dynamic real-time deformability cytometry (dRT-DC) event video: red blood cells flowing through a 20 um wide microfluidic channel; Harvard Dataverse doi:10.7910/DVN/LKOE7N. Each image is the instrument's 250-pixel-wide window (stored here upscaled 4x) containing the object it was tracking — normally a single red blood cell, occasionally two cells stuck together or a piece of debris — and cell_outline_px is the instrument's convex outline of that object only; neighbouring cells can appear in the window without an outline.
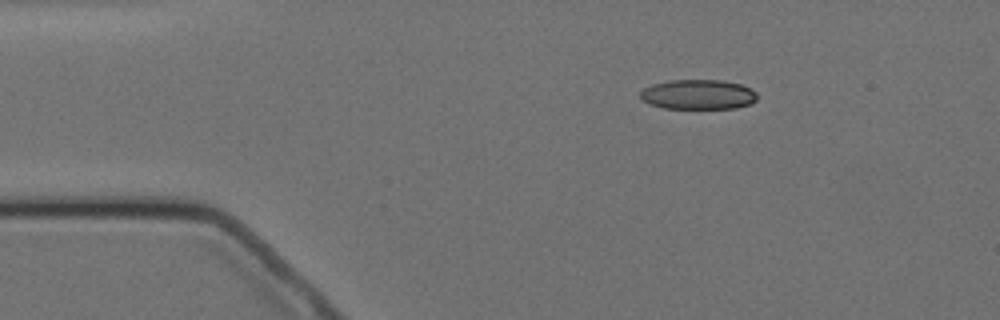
{"species": "Egyptian fruit bat (a non-hibernating species)", "species_latin": "Rousettus aegyptiacus", "temperature_condition": "cold", "stored_images_in_passage": 3, "camera_frame_rate_fps": 3000, "um_per_image_px": 0.085, "animal": {"sex": "female"}, "frame": {"image": 1, "passage_image": 2, "time_ms": 1.0, "image_size_px": [1000, 320], "cell_outline_px": [[756, 100], [752, 104], [736, 108], [664, 108], [652, 104], [644, 100], [640, 96], [640, 92], [644, 88], [652, 84], [672, 80], [724, 80], [740, 84], [756, 92]], "centroid_in_image_um": [59.37, 8.03], "position_along_channel_um": 25.6, "area_um2": 20.17}}